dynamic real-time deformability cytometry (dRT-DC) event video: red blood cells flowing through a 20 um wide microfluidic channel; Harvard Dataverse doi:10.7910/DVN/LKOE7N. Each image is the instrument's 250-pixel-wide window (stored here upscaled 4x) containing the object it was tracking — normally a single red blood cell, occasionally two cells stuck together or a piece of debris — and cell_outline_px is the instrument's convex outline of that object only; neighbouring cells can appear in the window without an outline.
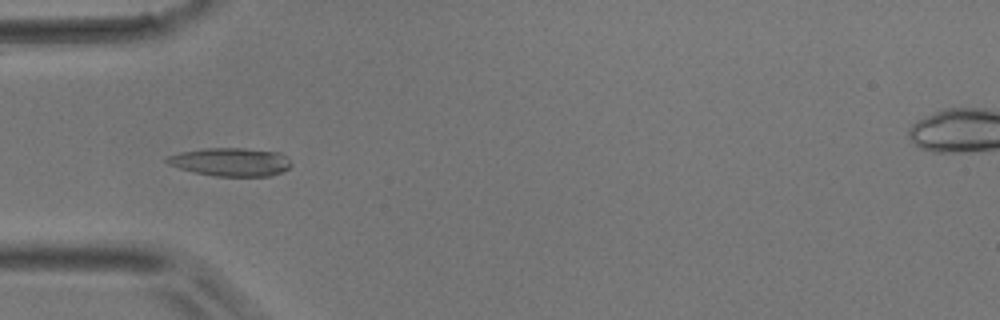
{"species": "common noctule bat (a hibernating species)", "species_latin": "Nyctalus noctula", "temperature_condition": "room temperature", "stored_images_in_passage": 8, "camera_frame_rate_fps": 3000, "um_per_image_px": 0.085, "animal": {"sex": "male", "body_mass_g": 17.9}, "frame": {"image": 1, "passage_image": 2, "time_ms": 0.333, "image_size_px": [1000, 320], "cell_outline_px": [[292, 164], [288, 168], [272, 176], [216, 176], [196, 172], [180, 168], [168, 164], [164, 160], [168, 156], [180, 152], [208, 148], [244, 148], [280, 152], [288, 156]], "centroid_in_image_um": [19.65, 13.76], "position_along_channel_um": 65.4, "area_um2": 20.46}}
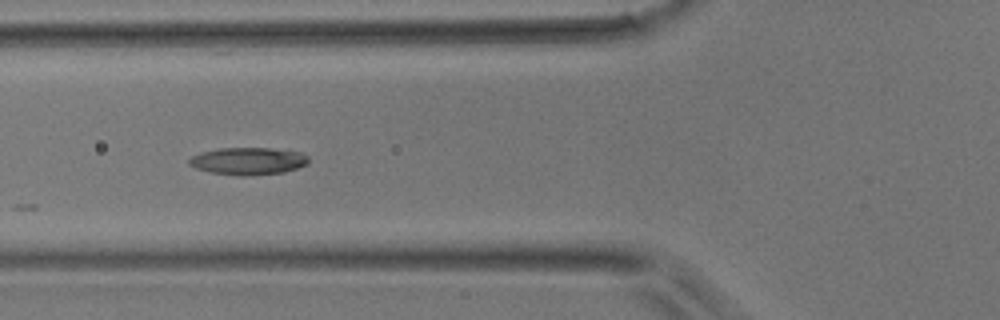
{"frame": {"image": 2, "passage_image": 5, "time_ms": 1.333, "image_size_px": [1000, 320], "cell_outline_px": [[308, 164], [284, 172], [244, 176], [240, 176], [212, 172], [196, 168], [188, 164], [188, 160], [192, 156], [204, 152], [220, 148], [268, 148], [300, 152], [308, 156]], "centroid_in_image_um": [21.1, 13.69], "position_along_channel_um": 104.7, "area_um2": 18.79}}
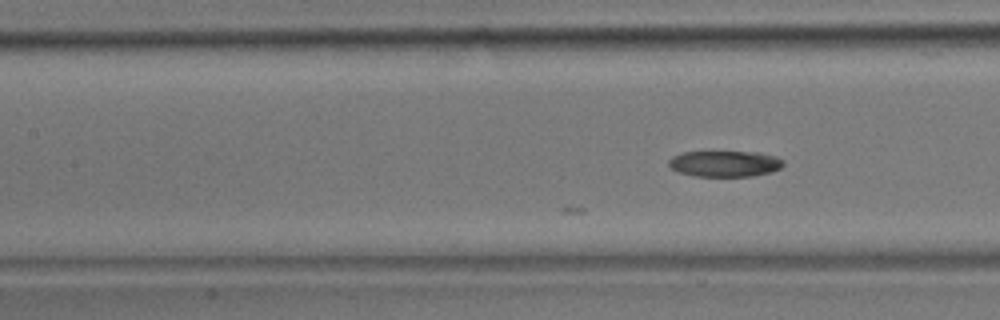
{"frame": {"image": 3, "passage_image": 8, "time_ms": 2.333, "image_size_px": [1000, 320], "cell_outline_px": [[784, 164], [780, 168], [772, 172], [752, 176], [692, 176], [676, 172], [668, 164], [668, 160], [672, 156], [684, 152], [760, 152], [776, 156], [784, 160]], "centroid_in_image_um": [61.61, 13.91], "position_along_channel_um": 145.8, "area_um2": 17.57}}